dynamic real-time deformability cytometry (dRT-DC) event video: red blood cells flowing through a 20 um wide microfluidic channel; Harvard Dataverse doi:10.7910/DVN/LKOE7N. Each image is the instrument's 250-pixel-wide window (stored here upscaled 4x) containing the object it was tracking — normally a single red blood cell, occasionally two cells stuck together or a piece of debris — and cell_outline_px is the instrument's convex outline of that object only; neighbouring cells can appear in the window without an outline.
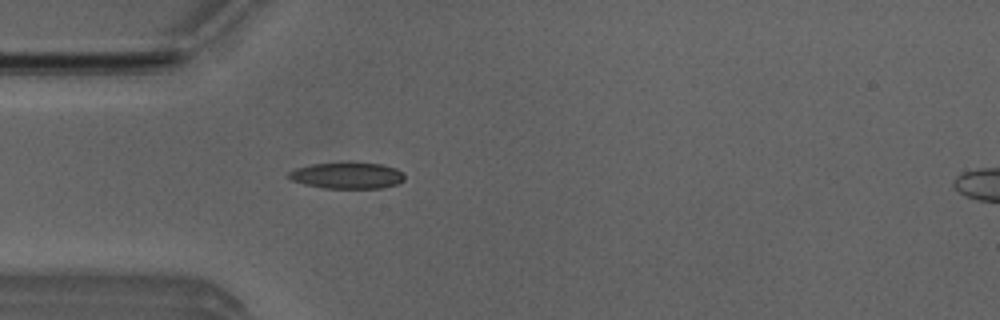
{"species": "Egyptian fruit bat (a non-hibernating species)", "species_latin": "Rousettus aegyptiacus", "temperature_condition": "room temperature", "stored_images_in_passage": 10, "camera_frame_rate_fps": 3000, "um_per_image_px": 0.085, "animal": {"sex": "male"}, "frame": {"image": 1, "passage_image": 2, "time_ms": 0.333, "image_size_px": [1000, 320], "cell_outline_px": [[404, 180], [396, 184], [380, 188], [324, 188], [304, 184], [292, 180], [288, 176], [288, 172], [296, 168], [312, 164], [380, 164], [396, 168], [404, 172]], "centroid_in_image_um": [29.52, 14.94], "position_along_channel_um": 55.5, "area_um2": 17.28}}